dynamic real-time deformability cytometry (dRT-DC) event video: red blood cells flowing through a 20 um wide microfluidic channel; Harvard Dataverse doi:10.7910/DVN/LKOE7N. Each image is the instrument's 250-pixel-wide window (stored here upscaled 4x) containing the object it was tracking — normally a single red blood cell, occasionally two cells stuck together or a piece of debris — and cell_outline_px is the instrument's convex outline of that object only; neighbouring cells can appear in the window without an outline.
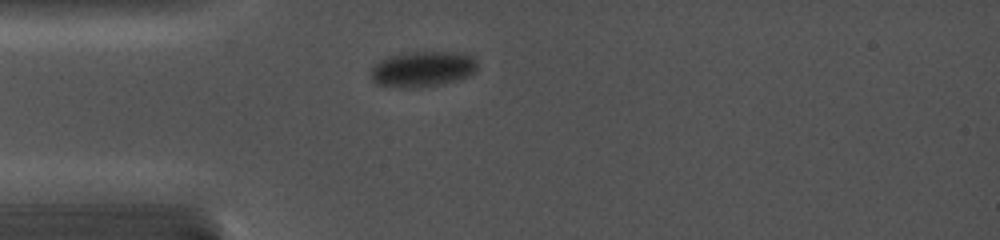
{"species": "common noctule bat (a hibernating species)", "species_latin": "Nyctalus noctula", "temperature_condition": "cold", "stored_images_in_passage": 20, "camera_frame_rate_fps": 5000, "um_per_image_px": 0.085, "animal": {"sex": "female", "body_mass_g": 19.0, "forearm_length_mm": 56.7}, "frame": {"image": 1, "passage_image": 1, "time_ms": 0.0, "image_size_px": [1000, 240], "cell_outline_px": [[476, 72], [460, 80], [440, 84], [416, 88], [396, 88], [376, 84], [372, 80], [372, 68], [380, 60], [388, 56], [400, 52], [456, 52], [472, 56], [476, 60]], "centroid_in_image_um": [35.91, 5.87], "position_along_channel_um": 49.1, "area_um2": 22.37}}
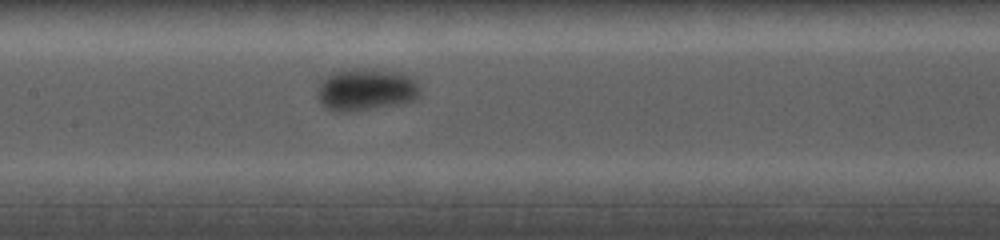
{"frame": {"image": 2, "passage_image": 7, "time_ms": 3.6, "image_size_px": [1000, 240], "cell_outline_px": [[420, 96], [416, 100], [400, 104], [344, 112], [332, 112], [324, 108], [320, 104], [316, 96], [320, 80], [324, 76], [332, 72], [356, 68], [380, 68], [404, 72], [416, 76], [420, 88]], "centroid_in_image_um": [31.14, 7.59], "position_along_channel_um": 176.3, "area_um2": 26.41}}
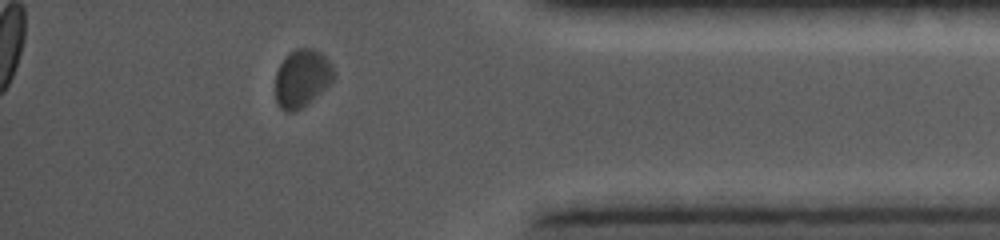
{"frame": {"image": 3, "passage_image": 18, "time_ms": 10.0, "image_size_px": [1000, 240], "cell_outline_px": [[336, 76], [320, 92], [300, 108], [292, 112], [284, 112], [276, 104], [276, 72], [284, 56], [296, 48], [316, 48], [332, 64], [336, 72]], "centroid_in_image_um": [25.66, 6.62], "position_along_channel_um": 409.5, "area_um2": 19.65}}